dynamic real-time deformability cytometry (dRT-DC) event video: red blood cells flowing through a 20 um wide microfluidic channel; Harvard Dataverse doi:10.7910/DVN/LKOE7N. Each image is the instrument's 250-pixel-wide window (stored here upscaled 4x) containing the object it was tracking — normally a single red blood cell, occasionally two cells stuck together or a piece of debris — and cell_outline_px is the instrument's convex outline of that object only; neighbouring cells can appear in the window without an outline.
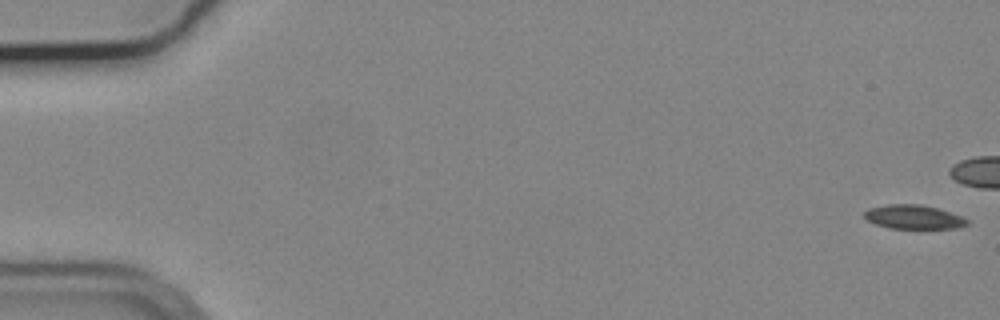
{"species": "common noctule bat (a hibernating species)", "species_latin": "Nyctalus noctula", "temperature_condition": "cold", "stored_images_in_passage": 46, "camera_frame_rate_fps": 3000, "um_per_image_px": 0.085, "animal": {"sex": "male", "body_mass_g": 19.2, "forearm_length_mm": 51.8}, "frame": {"image": 1, "passage_image": 1, "time_ms": 0.0, "image_size_px": [1000, 320], "cell_outline_px": [[968, 224], [956, 228], [888, 228], [876, 224], [868, 220], [864, 216], [864, 212], [868, 208], [888, 204], [920, 204], [936, 208], [960, 216], [968, 220]], "centroid_in_image_um": [77.61, 18.44], "position_along_channel_um": 7.4, "area_um2": 14.16}}